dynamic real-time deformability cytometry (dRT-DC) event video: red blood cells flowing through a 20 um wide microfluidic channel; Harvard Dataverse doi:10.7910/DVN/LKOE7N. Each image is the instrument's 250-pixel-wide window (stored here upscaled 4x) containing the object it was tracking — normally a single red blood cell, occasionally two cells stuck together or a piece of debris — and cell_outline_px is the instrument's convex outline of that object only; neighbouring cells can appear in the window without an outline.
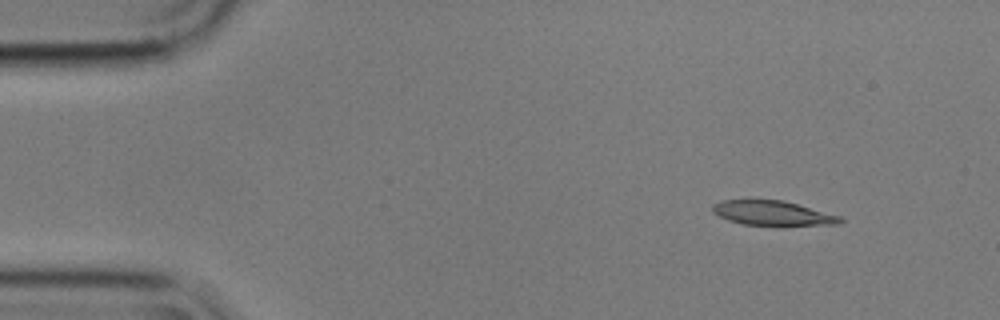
{"species": "common noctule bat (a hibernating species)", "species_latin": "Nyctalus noctula", "temperature_condition": "cold", "stored_images_in_passage": 4, "camera_frame_rate_fps": 3000, "um_per_image_px": 0.085, "animal": {"sex": "male", "body_mass_g": 17.9}, "frame": {"image": 1, "passage_image": 1, "time_ms": 0.0, "image_size_px": [1000, 320], "cell_outline_px": [[844, 220], [840, 224], [784, 228], [744, 224], [728, 220], [712, 212], [712, 204], [724, 200], [784, 200], [840, 216]], "centroid_in_image_um": [65.75, 18.17], "position_along_channel_um": 19.3, "area_um2": 19.13}}
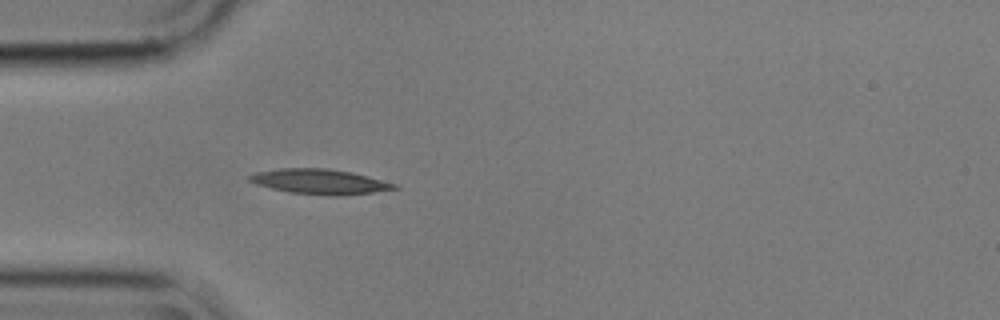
{"frame": {"image": 2, "passage_image": 4, "time_ms": 1.0, "image_size_px": [1000, 320], "cell_outline_px": [[400, 188], [344, 196], [332, 196], [288, 192], [256, 184], [248, 180], [248, 176], [256, 172], [280, 168], [328, 168], [352, 172], [400, 184]], "centroid_in_image_um": [27.23, 15.44], "position_along_channel_um": 57.8, "area_um2": 21.33}}